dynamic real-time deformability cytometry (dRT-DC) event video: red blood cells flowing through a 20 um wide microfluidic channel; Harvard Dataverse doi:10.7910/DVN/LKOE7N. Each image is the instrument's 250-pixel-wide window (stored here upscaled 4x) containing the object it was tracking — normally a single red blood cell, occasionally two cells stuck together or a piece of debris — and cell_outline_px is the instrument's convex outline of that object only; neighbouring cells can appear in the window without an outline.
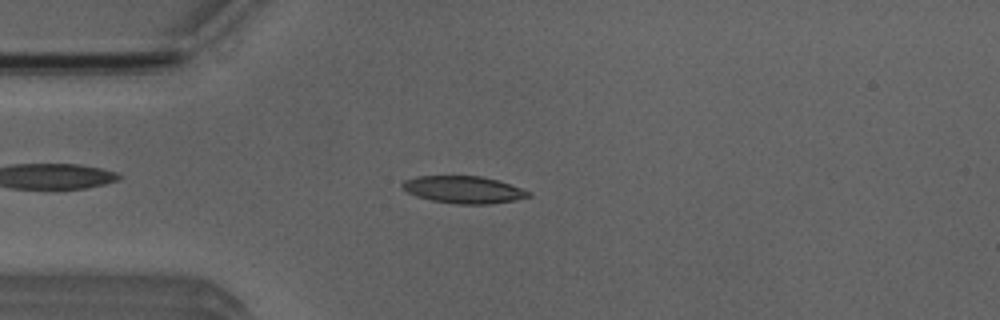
{"species": "Egyptian fruit bat (a non-hibernating species)", "species_latin": "Rousettus aegyptiacus", "temperature_condition": "room temperature", "stored_images_in_passage": 3, "camera_frame_rate_fps": 3000, "um_per_image_px": 0.085, "animal": {"sex": "male"}, "frame": {"image": 1, "passage_image": 3, "time_ms": 2.333, "image_size_px": [1000, 320], "cell_outline_px": [[532, 196], [516, 200], [492, 204], [456, 204], [432, 200], [416, 196], [408, 192], [400, 184], [404, 180], [416, 176], [480, 176], [496, 180], [532, 192]], "centroid_in_image_um": [39.41, 16.13], "position_along_channel_um": 45.6, "area_um2": 19.94}}